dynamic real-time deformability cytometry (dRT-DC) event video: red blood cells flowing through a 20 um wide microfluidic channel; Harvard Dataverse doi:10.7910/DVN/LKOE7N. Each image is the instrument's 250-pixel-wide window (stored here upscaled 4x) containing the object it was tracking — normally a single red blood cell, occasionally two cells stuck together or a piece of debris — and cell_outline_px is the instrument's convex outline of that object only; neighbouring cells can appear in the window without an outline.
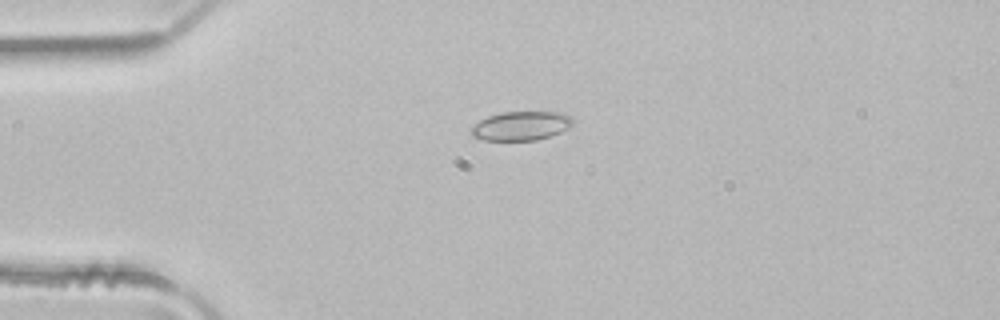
{"species": "common noctule bat (a hibernating species)", "species_latin": "Nyctalus noctula", "temperature_condition": "room temperature", "stored_images_in_passage": 4, "camera_frame_rate_fps": 3000, "um_per_image_px": 0.085, "animal": {"sex": "male", "body_mass_g": 21.5, "forearm_length_mm": 52.0}, "frame": {"image": 1, "passage_image": 3, "time_ms": 0.667, "image_size_px": [1000, 320], "cell_outline_px": [[572, 124], [568, 128], [560, 132], [536, 140], [484, 140], [472, 136], [468, 132], [480, 120], [488, 116], [500, 112], [564, 112], [572, 116]], "centroid_in_image_um": [44.28, 10.69], "position_along_channel_um": 40.7, "area_um2": 17.17}}